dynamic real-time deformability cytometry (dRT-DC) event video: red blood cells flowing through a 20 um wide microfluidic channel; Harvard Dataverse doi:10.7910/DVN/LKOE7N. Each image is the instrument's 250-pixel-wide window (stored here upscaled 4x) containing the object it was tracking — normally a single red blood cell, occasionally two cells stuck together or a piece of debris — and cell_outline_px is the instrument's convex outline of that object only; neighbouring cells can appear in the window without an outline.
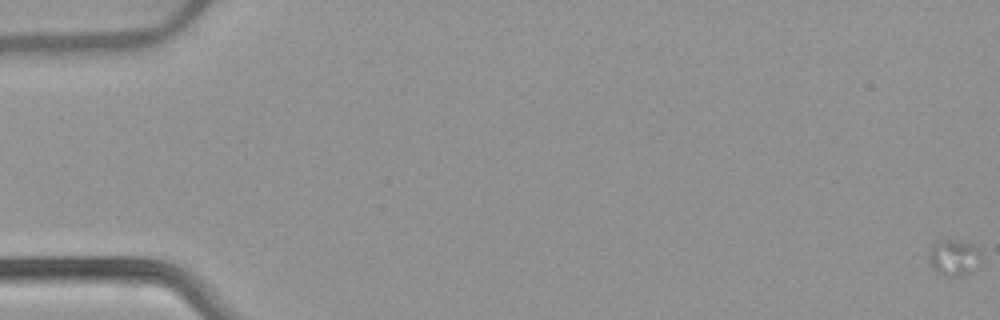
{"species": "common noctule bat (a hibernating species)", "species_latin": "Nyctalus noctula", "temperature_condition": "warm", "stored_images_in_passage": 21, "camera_frame_rate_fps": 3000, "um_per_image_px": 0.085, "animal": {"sex": "female", "body_mass_g": 22.7, "forearm_length_mm": 54.2}, "frame": {"image": 1, "passage_image": 1, "time_ms": 0.0, "image_size_px": [1000, 320], "cell_outline_px": [[980, 252], [968, 272], [960, 276], [944, 276], [936, 272], [932, 268], [928, 256], [932, 244], [940, 240], [948, 240], [972, 244]], "centroid_in_image_um": [80.95, 21.89], "position_along_channel_um": 4.0, "area_um2": 10.29}}